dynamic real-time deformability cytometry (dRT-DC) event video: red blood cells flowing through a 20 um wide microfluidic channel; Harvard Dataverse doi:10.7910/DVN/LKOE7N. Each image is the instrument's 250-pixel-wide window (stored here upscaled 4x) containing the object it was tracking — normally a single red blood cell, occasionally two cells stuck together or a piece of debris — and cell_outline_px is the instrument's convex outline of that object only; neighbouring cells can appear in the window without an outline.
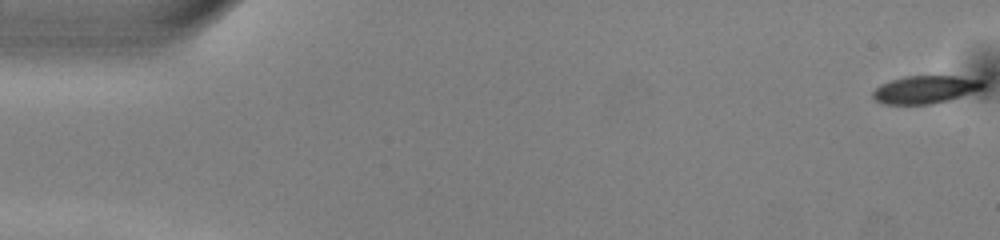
{"species": "common noctule bat (a hibernating species)", "species_latin": "Nyctalus noctula", "temperature_condition": "warm", "stored_images_in_passage": 48, "camera_frame_rate_fps": 3000, "um_per_image_px": 0.085, "animal": {"sex": "male", "body_mass_g": 13.0, "forearm_length_mm": 53.1}, "frame": {"image": 1, "passage_image": 1, "time_ms": 0.0, "image_size_px": [1000, 240], "cell_outline_px": [[984, 88], [948, 100], [932, 104], [884, 104], [876, 100], [872, 96], [872, 92], [880, 84], [904, 76], [956, 76], [984, 80]], "centroid_in_image_um": [78.63, 7.6], "position_along_channel_um": 6.4, "area_um2": 17.74}}
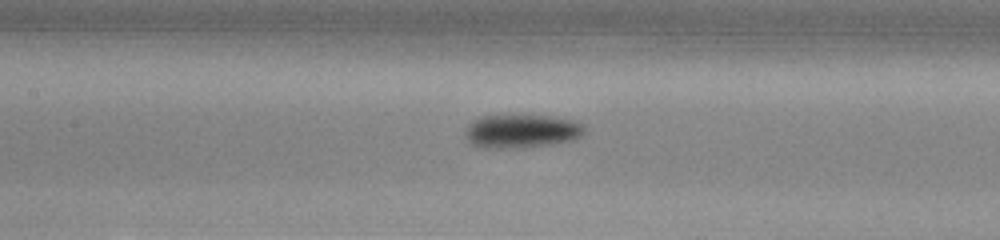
{"frame": {"image": 2, "passage_image": 24, "time_ms": 7.667, "image_size_px": [1000, 240], "cell_outline_px": [[584, 136], [572, 140], [524, 148], [488, 148], [472, 144], [464, 136], [464, 132], [468, 124], [472, 120], [480, 116], [556, 116], [572, 120], [584, 124]], "centroid_in_image_um": [44.33, 11.15], "position_along_channel_um": 163.1, "area_um2": 23.41}}
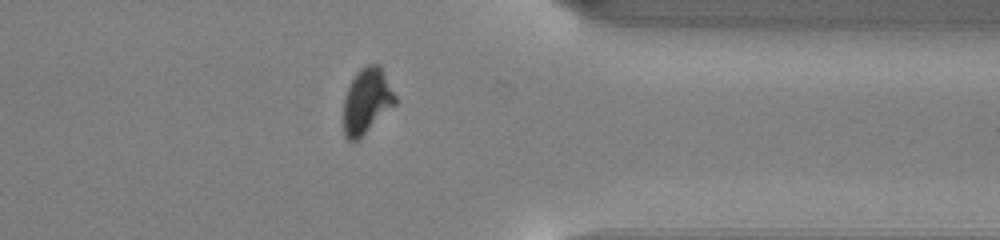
{"frame": {"image": 3, "passage_image": 41, "time_ms": 13.333, "image_size_px": [1000, 240], "cell_outline_px": [[396, 104], [352, 144], [344, 136], [344, 100], [348, 88], [356, 72], [364, 64], [380, 64], [396, 96]], "centroid_in_image_um": [31.17, 8.56], "position_along_channel_um": 380.2, "area_um2": 19.59}, "authors_computed_cell_mechanics": {"area_um2": 20.4034, "velocity_mm_per_s": 4.0197, "shape_relaxation_time_tau1_ms": 2.1104, "shape_relaxation_time_tau2_ms": 10.7666, "deformation_change_tau1": 0.1105, "deformation_change_tau2": 0.1769}}